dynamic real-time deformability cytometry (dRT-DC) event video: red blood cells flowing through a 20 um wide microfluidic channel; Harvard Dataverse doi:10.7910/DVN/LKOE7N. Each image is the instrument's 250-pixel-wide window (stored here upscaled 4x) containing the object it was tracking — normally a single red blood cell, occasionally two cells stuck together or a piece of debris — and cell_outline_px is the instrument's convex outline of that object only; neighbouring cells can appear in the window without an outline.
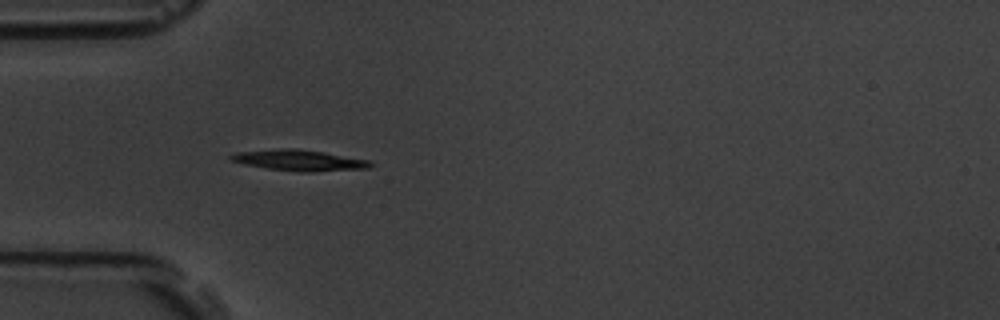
{"species": "common noctule bat (a hibernating species)", "species_latin": "Nyctalus noctula", "temperature_condition": "room temperature", "stored_images_in_passage": 5, "camera_frame_rate_fps": 3000, "um_per_image_px": 0.085, "animal": {"sex": "male", "body_mass_g": 19.5, "forearm_length_mm": 54.6}, "frame": {"image": 1, "passage_image": 4, "time_ms": 3.333, "image_size_px": [1000, 320], "cell_outline_px": [[372, 164], [368, 168], [312, 172], [300, 172], [268, 168], [244, 164], [228, 160], [228, 156], [236, 152], [280, 148], [296, 148], [324, 152], [372, 160]], "centroid_in_image_um": [25.42, 13.62], "position_along_channel_um": 59.6, "area_um2": 17.17}}
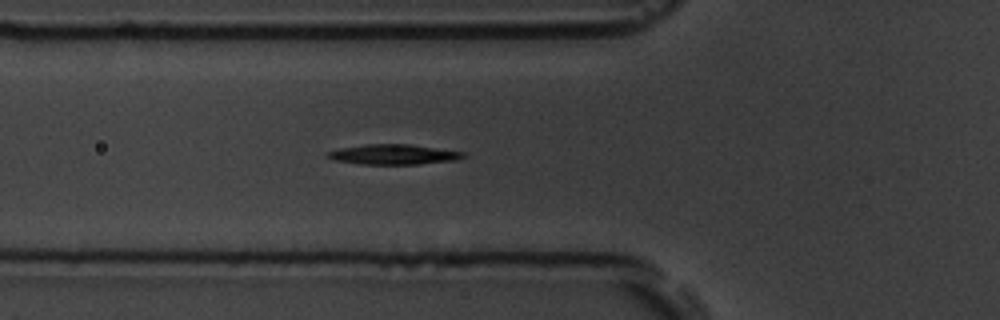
{"frame": {"image": 2, "passage_image": 5, "time_ms": 4.333, "image_size_px": [1000, 320], "cell_outline_px": [[464, 156], [456, 160], [420, 164], [360, 164], [336, 160], [324, 156], [324, 152], [340, 148], [364, 144], [408, 144], [464, 152]], "centroid_in_image_um": [33.37, 13.12], "position_along_channel_um": 92.4, "area_um2": 15.84}}